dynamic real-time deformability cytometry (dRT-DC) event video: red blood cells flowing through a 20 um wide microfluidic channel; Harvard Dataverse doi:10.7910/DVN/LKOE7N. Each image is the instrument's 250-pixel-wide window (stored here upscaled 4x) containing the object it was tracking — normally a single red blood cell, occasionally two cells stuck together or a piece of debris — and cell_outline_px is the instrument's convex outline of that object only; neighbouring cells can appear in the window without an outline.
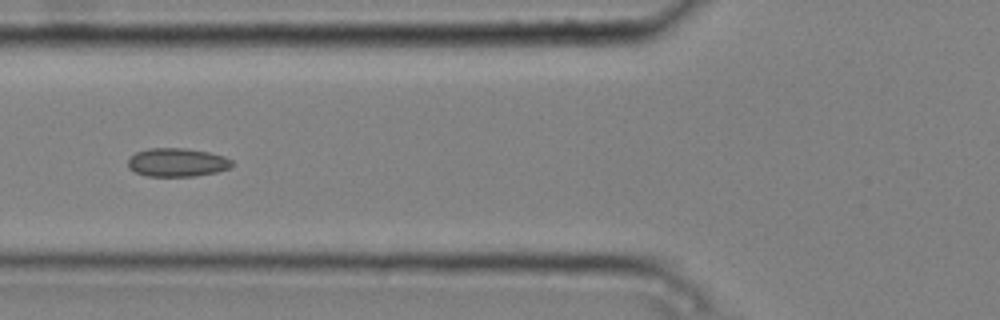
{"species": "common noctule bat (a hibernating species)", "species_latin": "Nyctalus noctula", "temperature_condition": "cold", "stored_images_in_passage": 9, "camera_frame_rate_fps": 3000, "um_per_image_px": 0.085, "animal": {"sex": "male", "body_mass_g": 20.4}, "frame": {"image": 1, "passage_image": 6, "time_ms": 1.667, "image_size_px": [1000, 320], "cell_outline_px": [[232, 164], [228, 168], [216, 172], [196, 176], [148, 176], [136, 172], [128, 168], [128, 160], [136, 152], [148, 148], [188, 148], [208, 152], [224, 156], [232, 160]], "centroid_in_image_um": [15.05, 13.8], "position_along_channel_um": 110.8, "area_um2": 17.22}}
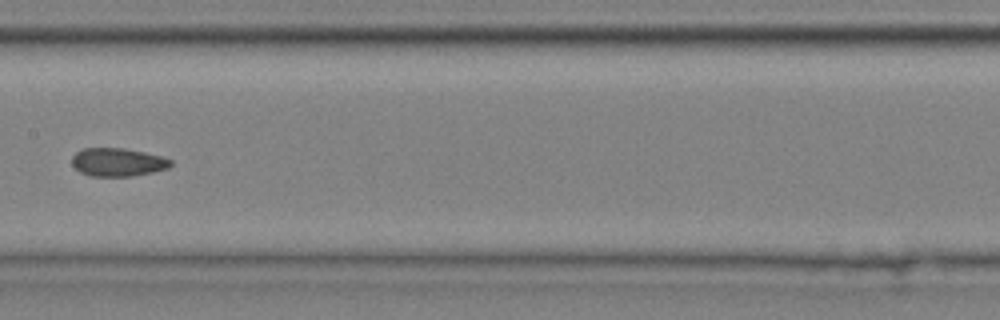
{"frame": {"image": 2, "passage_image": 8, "time_ms": 2.333, "image_size_px": [1000, 320], "cell_outline_px": [[172, 164], [168, 168], [152, 172], [132, 176], [88, 176], [80, 172], [72, 164], [72, 156], [76, 152], [84, 148], [124, 148], [144, 152], [160, 156], [172, 160]], "centroid_in_image_um": [9.99, 13.78], "position_along_channel_um": 197.4, "area_um2": 16.24}}
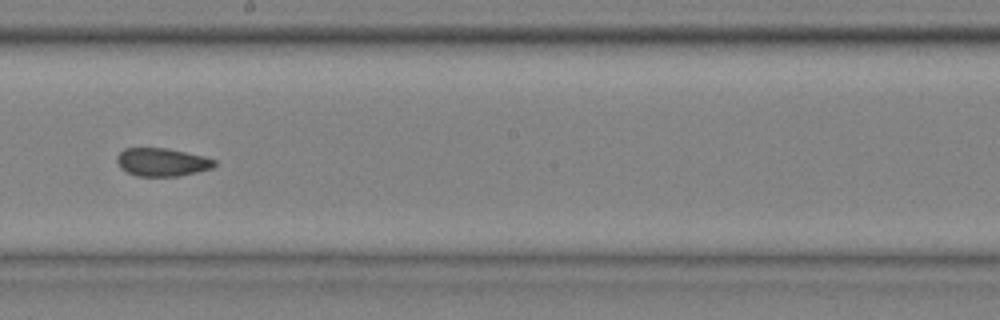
{"frame": {"image": 3, "passage_image": 9, "time_ms": 2.667, "image_size_px": [1000, 320], "cell_outline_px": [[216, 164], [212, 168], [180, 176], [136, 176], [120, 168], [116, 160], [116, 156], [124, 148], [168, 148], [204, 156], [216, 160]], "centroid_in_image_um": [13.76, 13.78], "position_along_channel_um": 234.4, "area_um2": 16.07}}